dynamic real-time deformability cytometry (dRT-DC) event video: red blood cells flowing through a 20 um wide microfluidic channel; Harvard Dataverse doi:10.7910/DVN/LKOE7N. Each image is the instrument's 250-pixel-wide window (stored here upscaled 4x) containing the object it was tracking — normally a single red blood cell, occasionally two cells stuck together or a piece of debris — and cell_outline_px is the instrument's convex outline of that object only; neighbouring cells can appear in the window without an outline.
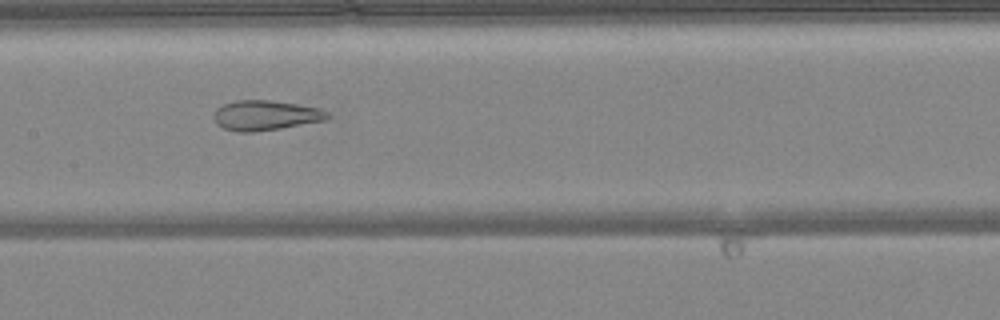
{"species": "common noctule bat (a hibernating species)", "species_latin": "Nyctalus noctula", "temperature_condition": "warm", "stored_images_in_passage": 46, "camera_frame_rate_fps": 3000, "um_per_image_px": 0.085, "animal": {"sex": "female", "body_mass_g": 24.6, "forearm_length_mm": 56.2}, "frame": {"image": 1, "passage_image": 21, "time_ms": 6.667, "image_size_px": [1000, 320], "cell_outline_px": [[332, 116], [324, 120], [280, 128], [252, 132], [236, 132], [224, 128], [216, 124], [212, 116], [216, 108], [224, 104], [236, 100], [272, 100], [320, 108], [328, 112]], "centroid_in_image_um": [22.54, 9.8], "position_along_channel_um": 184.9, "area_um2": 19.88}}
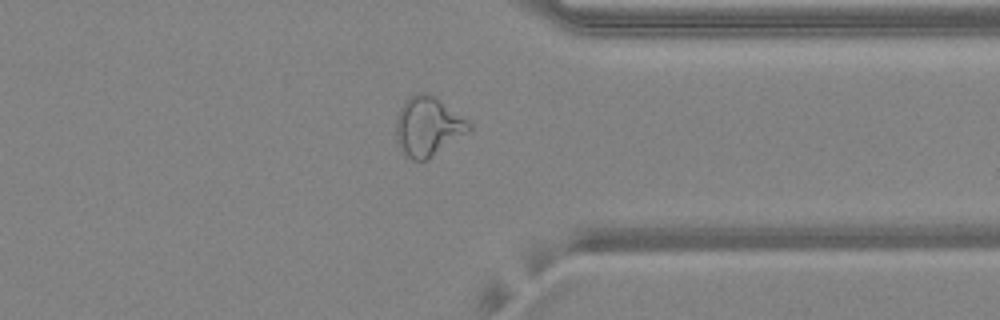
{"frame": {"image": 2, "passage_image": 35, "time_ms": 11.333, "image_size_px": [1000, 320], "cell_outline_px": [[472, 128], [428, 160], [412, 160], [400, 152], [396, 136], [396, 116], [400, 108], [408, 96], [416, 92], [428, 92], [436, 96], [468, 120], [472, 124]], "centroid_in_image_um": [36.35, 10.72], "position_along_channel_um": 375.1, "area_um2": 25.49}}
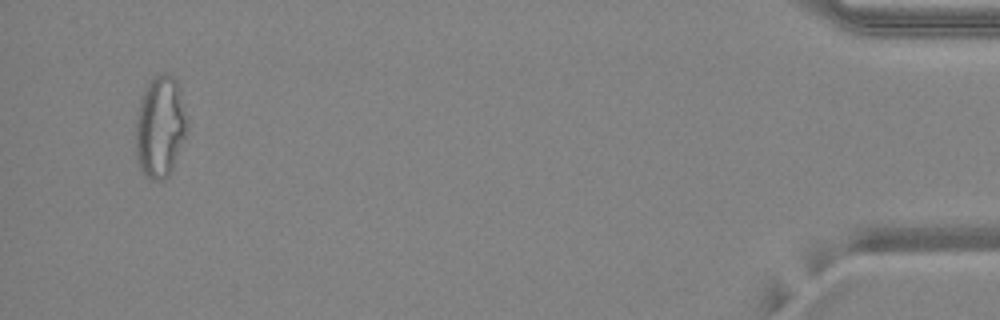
{"frame": {"image": 3, "passage_image": 44, "time_ms": 14.333, "image_size_px": [1000, 320], "cell_outline_px": [[188, 132], [172, 168], [168, 176], [164, 180], [152, 180], [144, 176], [136, 160], [136, 120], [140, 100], [148, 84], [160, 72], [168, 72], [176, 80], [180, 92], [188, 120]], "centroid_in_image_um": [13.62, 10.8], "position_along_channel_um": 421.6, "area_um2": 30.63}, "authors_computed_cell_mechanics": {"area_um2": 25.6054, "velocity_mm_per_s": 4.1832, "shape_relaxation_time_tau1_ms": null, "shape_relaxation_time_tau2_ms": 1.6687, "deformation_change_tau1": null, "deformation_change_tau2": 0.1108}}